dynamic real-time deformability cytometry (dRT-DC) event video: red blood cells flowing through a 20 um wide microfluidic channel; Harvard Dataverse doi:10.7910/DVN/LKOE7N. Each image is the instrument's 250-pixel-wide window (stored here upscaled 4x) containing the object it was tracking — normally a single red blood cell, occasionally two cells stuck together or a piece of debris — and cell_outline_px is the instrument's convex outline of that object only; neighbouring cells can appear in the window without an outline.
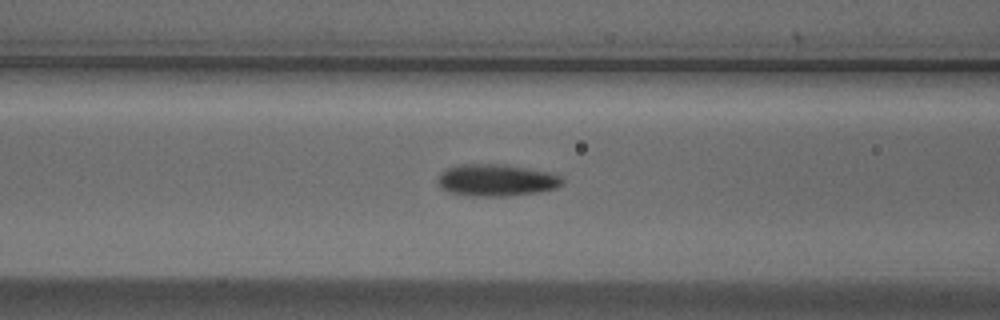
{"species": "Egyptian fruit bat (a non-hibernating species)", "species_latin": "Rousettus aegyptiacus", "temperature_condition": "cold", "stored_images_in_passage": 34, "camera_frame_rate_fps": 3000, "um_per_image_px": 0.085, "animal": {"sex": "male"}, "frame": {"image": 1, "passage_image": 12, "time_ms": 3.667, "image_size_px": [1000, 320], "cell_outline_px": [[564, 184], [556, 188], [536, 192], [508, 196], [472, 196], [452, 192], [440, 188], [440, 176], [448, 168], [460, 164], [504, 164], [548, 172], [560, 176], [564, 180]], "centroid_in_image_um": [42.24, 15.31], "position_along_channel_um": 124.4, "area_um2": 22.83}}
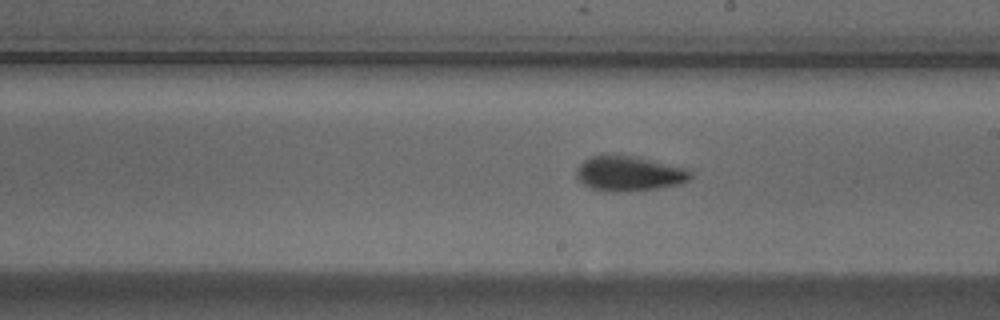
{"frame": {"image": 2, "passage_image": 21, "time_ms": 6.667, "image_size_px": [1000, 320], "cell_outline_px": [[692, 176], [688, 180], [680, 184], [660, 188], [628, 192], [608, 192], [592, 188], [584, 184], [576, 176], [576, 168], [584, 160], [592, 156], [632, 156], [688, 168], [692, 172]], "centroid_in_image_um": [53.5, 14.78], "position_along_channel_um": 235.5, "area_um2": 23.18}}
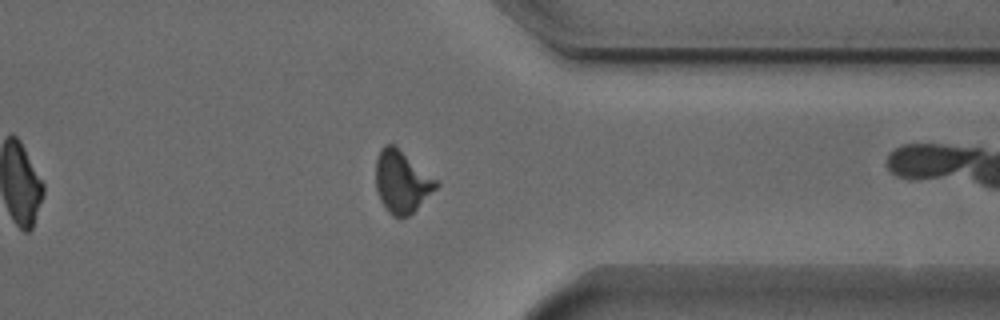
{"frame": {"image": 3, "passage_image": 33, "time_ms": 10.667, "image_size_px": [1000, 320], "cell_outline_px": [[440, 184], [408, 216], [392, 216], [388, 212], [380, 200], [376, 188], [376, 156], [380, 148], [384, 144], [396, 144], [436, 180]], "centroid_in_image_um": [34.11, 15.39], "position_along_channel_um": 377.3, "area_um2": 21.73}}